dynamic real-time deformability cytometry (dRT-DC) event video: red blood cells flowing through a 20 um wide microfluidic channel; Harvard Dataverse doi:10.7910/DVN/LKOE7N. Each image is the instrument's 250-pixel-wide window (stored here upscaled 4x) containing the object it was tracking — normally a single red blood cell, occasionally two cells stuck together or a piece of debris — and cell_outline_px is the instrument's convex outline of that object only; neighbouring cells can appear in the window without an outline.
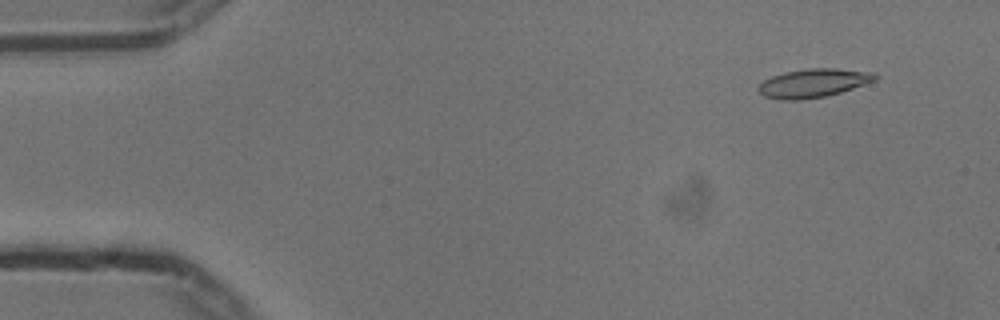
{"species": "common noctule bat (a hibernating species)", "species_latin": "Nyctalus noctula", "temperature_condition": "cold", "stored_images_in_passage": 55, "camera_frame_rate_fps": 3000, "um_per_image_px": 0.085, "animal": {"sex": "male", "body_mass_g": 13.3}, "frame": {"image": 1, "passage_image": 5, "time_ms": 1.333, "image_size_px": [1000, 320], "cell_outline_px": [[880, 76], [876, 80], [840, 92], [824, 96], [800, 100], [780, 100], [764, 96], [756, 88], [764, 80], [772, 76], [784, 72], [808, 68], [836, 68], [876, 72]], "centroid_in_image_um": [69.15, 7.05], "position_along_channel_um": 15.9, "area_um2": 19.54}}
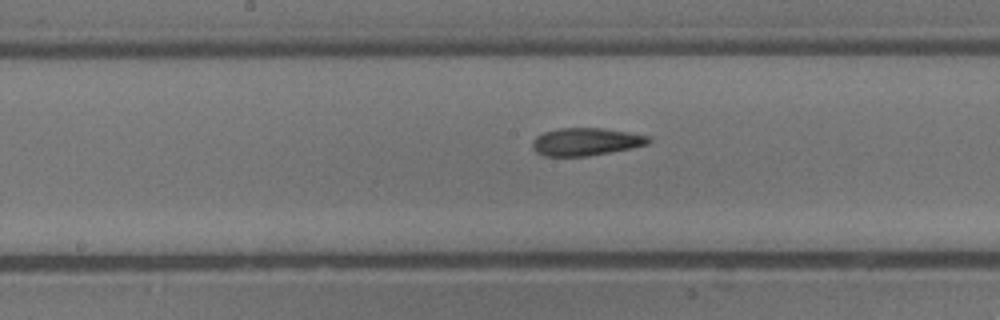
{"frame": {"image": 2, "passage_image": 28, "time_ms": 9.0, "image_size_px": [1000, 320], "cell_outline_px": [[652, 140], [648, 144], [632, 148], [588, 156], [544, 156], [536, 152], [532, 148], [532, 140], [536, 136], [544, 132], [560, 128], [604, 128], [652, 136]], "centroid_in_image_um": [49.82, 12.04], "position_along_channel_um": 198.4, "area_um2": 18.9}}
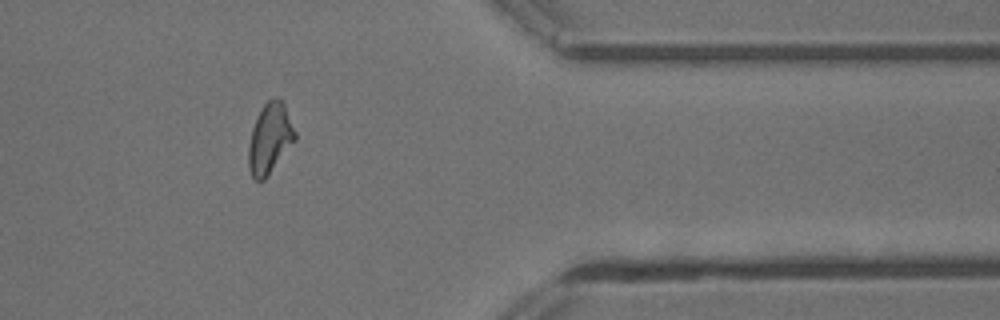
{"frame": {"image": 3, "passage_image": 45, "time_ms": 14.667, "image_size_px": [1000, 320], "cell_outline_px": [[296, 140], [264, 180], [256, 180], [252, 176], [248, 168], [248, 148], [252, 128], [264, 104], [268, 100], [276, 96], [284, 104], [296, 132]], "centroid_in_image_um": [22.94, 11.78], "position_along_channel_um": 388.5, "area_um2": 18.84}, "authors_computed_cell_mechanics": {"area_um2": 18.785, "velocity_mm_per_s": 3.7316, "shape_relaxation_time_tau1_ms": null, "shape_relaxation_time_tau2_ms": 3.9603, "deformation_change_tau1": null, "deformation_change_tau2": 0.128}}